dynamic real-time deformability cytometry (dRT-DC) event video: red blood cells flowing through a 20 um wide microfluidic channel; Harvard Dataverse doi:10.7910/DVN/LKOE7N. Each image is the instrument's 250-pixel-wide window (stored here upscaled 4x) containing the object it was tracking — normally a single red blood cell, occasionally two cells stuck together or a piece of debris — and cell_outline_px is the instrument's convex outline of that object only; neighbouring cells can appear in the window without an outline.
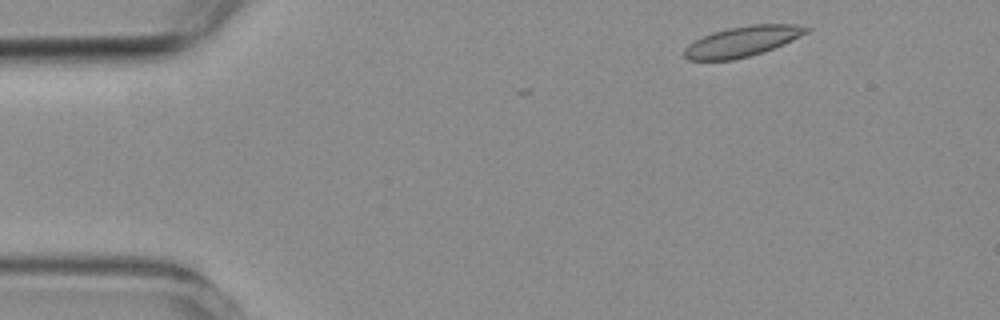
{"species": "common noctule bat (a hibernating species)", "species_latin": "Nyctalus noctula", "temperature_condition": "room temperature", "stored_images_in_passage": 3, "camera_frame_rate_fps": 3000, "um_per_image_px": 0.085, "animal": {"sex": "female", "body_mass_g": 19.3, "forearm_length_mm": 54.1}, "frame": {"image": 1, "passage_image": 1, "time_ms": 0.0, "image_size_px": [1000, 320], "cell_outline_px": [[812, 28], [808, 32], [784, 44], [764, 52], [732, 60], [688, 60], [684, 56], [684, 48], [688, 44], [712, 32], [728, 28], [752, 24], [796, 24]], "centroid_in_image_um": [63.11, 3.52], "position_along_channel_um": 21.9, "area_um2": 21.56}}